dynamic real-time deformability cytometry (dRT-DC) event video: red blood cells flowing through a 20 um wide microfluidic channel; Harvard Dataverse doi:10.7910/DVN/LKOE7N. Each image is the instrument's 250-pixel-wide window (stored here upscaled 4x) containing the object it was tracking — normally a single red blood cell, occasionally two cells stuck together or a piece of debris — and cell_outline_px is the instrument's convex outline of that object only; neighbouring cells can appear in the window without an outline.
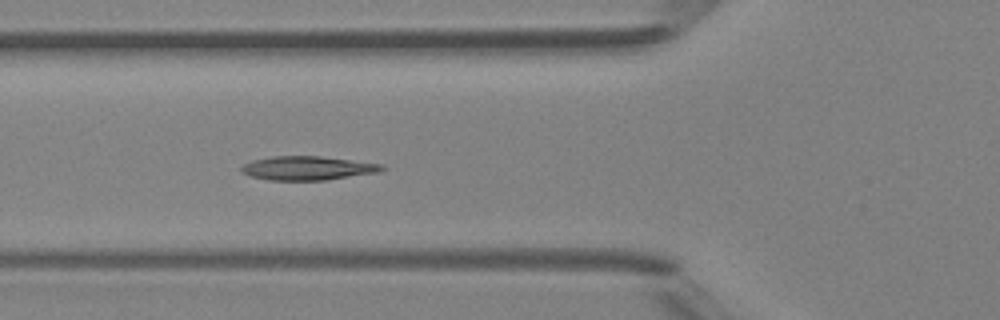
{"species": "Egyptian fruit bat (a non-hibernating species)", "species_latin": "Rousettus aegyptiacus", "temperature_condition": "room temperature", "stored_images_in_passage": 5, "camera_frame_rate_fps": 3000, "um_per_image_px": 0.085, "animal": {"sex": "female"}, "frame": {"image": 1, "passage_image": 5, "time_ms": 4.667, "image_size_px": [1000, 320], "cell_outline_px": [[384, 168], [380, 172], [328, 180], [268, 180], [252, 176], [240, 172], [240, 168], [244, 164], [252, 160], [272, 156], [320, 156], [384, 164]], "centroid_in_image_um": [26.15, 14.29], "position_along_channel_um": 99.6, "area_um2": 19.65}}